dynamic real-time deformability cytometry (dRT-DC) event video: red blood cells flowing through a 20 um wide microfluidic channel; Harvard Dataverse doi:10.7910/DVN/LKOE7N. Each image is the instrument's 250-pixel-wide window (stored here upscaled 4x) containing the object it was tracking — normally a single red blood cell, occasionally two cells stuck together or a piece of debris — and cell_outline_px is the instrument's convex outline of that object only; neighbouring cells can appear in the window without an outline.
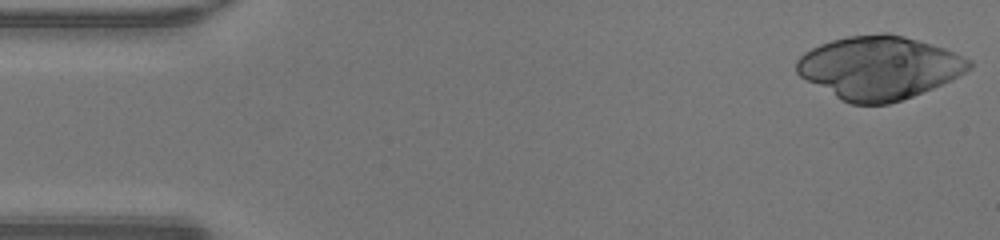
{"species": "human", "species_latin": "Homo sapiens", "temperature_condition": "warm", "stored_images_in_passage": 22, "camera_frame_rate_fps": 3000, "um_per_image_px": 0.085, "donor": {"sex": "male"}, "frame": {"image": 1, "passage_image": 1, "time_ms": 0.0, "image_size_px": [1000, 240], "cell_outline_px": [[972, 68], [952, 80], [912, 96], [888, 104], [852, 104], [840, 100], [800, 76], [796, 72], [796, 60], [804, 52], [820, 44], [832, 40], [848, 36], [884, 32], [888, 32], [904, 36], [932, 44], [944, 48], [972, 60]], "centroid_in_image_um": [74.73, 5.74], "position_along_channel_um": 10.3, "area_um2": 63.41}}